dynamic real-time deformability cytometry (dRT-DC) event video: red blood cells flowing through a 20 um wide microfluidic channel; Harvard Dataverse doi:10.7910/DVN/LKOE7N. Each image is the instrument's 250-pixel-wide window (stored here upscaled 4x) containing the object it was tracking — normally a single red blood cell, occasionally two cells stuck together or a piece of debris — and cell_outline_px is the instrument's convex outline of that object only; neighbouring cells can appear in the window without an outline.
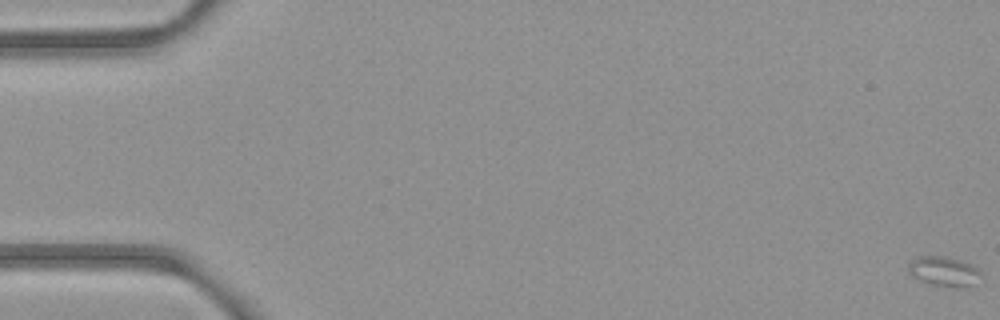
{"species": "common noctule bat (a hibernating species)", "species_latin": "Nyctalus noctula", "temperature_condition": "room temperature", "stored_images_in_passage": 6, "camera_frame_rate_fps": 3000, "um_per_image_px": 0.085, "animal": {"sex": "female", "body_mass_g": 21.9}, "frame": {"image": 1, "passage_image": 1, "time_ms": 0.0, "image_size_px": [1000, 320], "cell_outline_px": [[980, 272], [972, 284], [964, 288], [956, 288], [932, 284], [916, 280], [908, 272], [908, 264], [912, 260], [920, 256], [944, 256], [964, 260], [972, 264]], "centroid_in_image_um": [80.18, 23.06], "position_along_channel_um": 4.8, "area_um2": 12.6}}